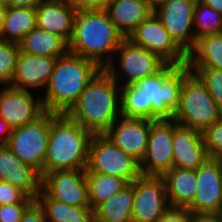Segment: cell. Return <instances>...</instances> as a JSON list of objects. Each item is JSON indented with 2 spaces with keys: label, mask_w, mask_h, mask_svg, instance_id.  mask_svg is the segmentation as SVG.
<instances>
[{
  "label": "cell",
  "mask_w": 222,
  "mask_h": 222,
  "mask_svg": "<svg viewBox=\"0 0 222 222\" xmlns=\"http://www.w3.org/2000/svg\"><path fill=\"white\" fill-rule=\"evenodd\" d=\"M147 1L150 4L151 8L154 10L155 8L167 2L168 0H147Z\"/></svg>",
  "instance_id": "43"
},
{
  "label": "cell",
  "mask_w": 222,
  "mask_h": 222,
  "mask_svg": "<svg viewBox=\"0 0 222 222\" xmlns=\"http://www.w3.org/2000/svg\"><path fill=\"white\" fill-rule=\"evenodd\" d=\"M56 61L57 57L19 52L10 86L29 92L33 89H39V92L41 89L45 91Z\"/></svg>",
  "instance_id": "18"
},
{
  "label": "cell",
  "mask_w": 222,
  "mask_h": 222,
  "mask_svg": "<svg viewBox=\"0 0 222 222\" xmlns=\"http://www.w3.org/2000/svg\"><path fill=\"white\" fill-rule=\"evenodd\" d=\"M85 175L88 182L89 207L92 210L129 185L126 180L107 174L85 172Z\"/></svg>",
  "instance_id": "29"
},
{
  "label": "cell",
  "mask_w": 222,
  "mask_h": 222,
  "mask_svg": "<svg viewBox=\"0 0 222 222\" xmlns=\"http://www.w3.org/2000/svg\"><path fill=\"white\" fill-rule=\"evenodd\" d=\"M204 84L222 113V71L210 68H189Z\"/></svg>",
  "instance_id": "32"
},
{
  "label": "cell",
  "mask_w": 222,
  "mask_h": 222,
  "mask_svg": "<svg viewBox=\"0 0 222 222\" xmlns=\"http://www.w3.org/2000/svg\"><path fill=\"white\" fill-rule=\"evenodd\" d=\"M128 39L155 53L167 64L183 65L187 63V55L174 43L154 13L142 21Z\"/></svg>",
  "instance_id": "13"
},
{
  "label": "cell",
  "mask_w": 222,
  "mask_h": 222,
  "mask_svg": "<svg viewBox=\"0 0 222 222\" xmlns=\"http://www.w3.org/2000/svg\"><path fill=\"white\" fill-rule=\"evenodd\" d=\"M0 7H7V6L4 4V0H0Z\"/></svg>",
  "instance_id": "45"
},
{
  "label": "cell",
  "mask_w": 222,
  "mask_h": 222,
  "mask_svg": "<svg viewBox=\"0 0 222 222\" xmlns=\"http://www.w3.org/2000/svg\"><path fill=\"white\" fill-rule=\"evenodd\" d=\"M193 21L195 44L205 35L222 32V14L199 0L195 4Z\"/></svg>",
  "instance_id": "30"
},
{
  "label": "cell",
  "mask_w": 222,
  "mask_h": 222,
  "mask_svg": "<svg viewBox=\"0 0 222 222\" xmlns=\"http://www.w3.org/2000/svg\"><path fill=\"white\" fill-rule=\"evenodd\" d=\"M222 118V113L204 84L192 72L183 80L179 107L173 119L185 127L204 132Z\"/></svg>",
  "instance_id": "6"
},
{
  "label": "cell",
  "mask_w": 222,
  "mask_h": 222,
  "mask_svg": "<svg viewBox=\"0 0 222 222\" xmlns=\"http://www.w3.org/2000/svg\"><path fill=\"white\" fill-rule=\"evenodd\" d=\"M114 55L113 61L104 69L120 86L134 84L144 77L154 75L167 64L158 55L133 43L128 38L122 40ZM115 60L118 61L117 65ZM121 74L125 76L121 77ZM122 78L124 82L121 81Z\"/></svg>",
  "instance_id": "7"
},
{
  "label": "cell",
  "mask_w": 222,
  "mask_h": 222,
  "mask_svg": "<svg viewBox=\"0 0 222 222\" xmlns=\"http://www.w3.org/2000/svg\"><path fill=\"white\" fill-rule=\"evenodd\" d=\"M20 52L37 55L61 57L69 52L68 43L56 34L34 28L18 44Z\"/></svg>",
  "instance_id": "25"
},
{
  "label": "cell",
  "mask_w": 222,
  "mask_h": 222,
  "mask_svg": "<svg viewBox=\"0 0 222 222\" xmlns=\"http://www.w3.org/2000/svg\"><path fill=\"white\" fill-rule=\"evenodd\" d=\"M134 181L94 210V222H132Z\"/></svg>",
  "instance_id": "26"
},
{
  "label": "cell",
  "mask_w": 222,
  "mask_h": 222,
  "mask_svg": "<svg viewBox=\"0 0 222 222\" xmlns=\"http://www.w3.org/2000/svg\"><path fill=\"white\" fill-rule=\"evenodd\" d=\"M27 195L12 184L0 181V205L21 203Z\"/></svg>",
  "instance_id": "35"
},
{
  "label": "cell",
  "mask_w": 222,
  "mask_h": 222,
  "mask_svg": "<svg viewBox=\"0 0 222 222\" xmlns=\"http://www.w3.org/2000/svg\"><path fill=\"white\" fill-rule=\"evenodd\" d=\"M188 64H166L160 71L134 84L121 86L120 115L148 120L173 119L179 107Z\"/></svg>",
  "instance_id": "1"
},
{
  "label": "cell",
  "mask_w": 222,
  "mask_h": 222,
  "mask_svg": "<svg viewBox=\"0 0 222 222\" xmlns=\"http://www.w3.org/2000/svg\"><path fill=\"white\" fill-rule=\"evenodd\" d=\"M51 124V112H45L32 123L12 129L8 148L26 164L43 176V164L47 152Z\"/></svg>",
  "instance_id": "9"
},
{
  "label": "cell",
  "mask_w": 222,
  "mask_h": 222,
  "mask_svg": "<svg viewBox=\"0 0 222 222\" xmlns=\"http://www.w3.org/2000/svg\"><path fill=\"white\" fill-rule=\"evenodd\" d=\"M189 68H210L222 71V32L205 35L196 41L187 55Z\"/></svg>",
  "instance_id": "27"
},
{
  "label": "cell",
  "mask_w": 222,
  "mask_h": 222,
  "mask_svg": "<svg viewBox=\"0 0 222 222\" xmlns=\"http://www.w3.org/2000/svg\"><path fill=\"white\" fill-rule=\"evenodd\" d=\"M209 159L222 160V118L202 132Z\"/></svg>",
  "instance_id": "33"
},
{
  "label": "cell",
  "mask_w": 222,
  "mask_h": 222,
  "mask_svg": "<svg viewBox=\"0 0 222 222\" xmlns=\"http://www.w3.org/2000/svg\"><path fill=\"white\" fill-rule=\"evenodd\" d=\"M125 37L118 31L105 9L77 11L69 52L96 62L102 69Z\"/></svg>",
  "instance_id": "3"
},
{
  "label": "cell",
  "mask_w": 222,
  "mask_h": 222,
  "mask_svg": "<svg viewBox=\"0 0 222 222\" xmlns=\"http://www.w3.org/2000/svg\"><path fill=\"white\" fill-rule=\"evenodd\" d=\"M44 0H4L7 7L36 8Z\"/></svg>",
  "instance_id": "40"
},
{
  "label": "cell",
  "mask_w": 222,
  "mask_h": 222,
  "mask_svg": "<svg viewBox=\"0 0 222 222\" xmlns=\"http://www.w3.org/2000/svg\"><path fill=\"white\" fill-rule=\"evenodd\" d=\"M171 208H187L197 187L196 170L172 167L162 175Z\"/></svg>",
  "instance_id": "23"
},
{
  "label": "cell",
  "mask_w": 222,
  "mask_h": 222,
  "mask_svg": "<svg viewBox=\"0 0 222 222\" xmlns=\"http://www.w3.org/2000/svg\"><path fill=\"white\" fill-rule=\"evenodd\" d=\"M20 222H47L43 209L35 201L23 214Z\"/></svg>",
  "instance_id": "38"
},
{
  "label": "cell",
  "mask_w": 222,
  "mask_h": 222,
  "mask_svg": "<svg viewBox=\"0 0 222 222\" xmlns=\"http://www.w3.org/2000/svg\"><path fill=\"white\" fill-rule=\"evenodd\" d=\"M197 0H168L154 9L174 43L188 55L195 46L194 8Z\"/></svg>",
  "instance_id": "10"
},
{
  "label": "cell",
  "mask_w": 222,
  "mask_h": 222,
  "mask_svg": "<svg viewBox=\"0 0 222 222\" xmlns=\"http://www.w3.org/2000/svg\"><path fill=\"white\" fill-rule=\"evenodd\" d=\"M36 27L35 8L7 7L0 28V40L19 44L23 37Z\"/></svg>",
  "instance_id": "24"
},
{
  "label": "cell",
  "mask_w": 222,
  "mask_h": 222,
  "mask_svg": "<svg viewBox=\"0 0 222 222\" xmlns=\"http://www.w3.org/2000/svg\"><path fill=\"white\" fill-rule=\"evenodd\" d=\"M156 222H192L191 211L187 208H171Z\"/></svg>",
  "instance_id": "36"
},
{
  "label": "cell",
  "mask_w": 222,
  "mask_h": 222,
  "mask_svg": "<svg viewBox=\"0 0 222 222\" xmlns=\"http://www.w3.org/2000/svg\"><path fill=\"white\" fill-rule=\"evenodd\" d=\"M201 3L210 6L215 11L222 14V0H199Z\"/></svg>",
  "instance_id": "42"
},
{
  "label": "cell",
  "mask_w": 222,
  "mask_h": 222,
  "mask_svg": "<svg viewBox=\"0 0 222 222\" xmlns=\"http://www.w3.org/2000/svg\"><path fill=\"white\" fill-rule=\"evenodd\" d=\"M104 135L114 145L141 163L148 148L150 120L120 116Z\"/></svg>",
  "instance_id": "16"
},
{
  "label": "cell",
  "mask_w": 222,
  "mask_h": 222,
  "mask_svg": "<svg viewBox=\"0 0 222 222\" xmlns=\"http://www.w3.org/2000/svg\"><path fill=\"white\" fill-rule=\"evenodd\" d=\"M197 187L191 212L222 213V171L219 161L208 159L196 170Z\"/></svg>",
  "instance_id": "17"
},
{
  "label": "cell",
  "mask_w": 222,
  "mask_h": 222,
  "mask_svg": "<svg viewBox=\"0 0 222 222\" xmlns=\"http://www.w3.org/2000/svg\"><path fill=\"white\" fill-rule=\"evenodd\" d=\"M174 119L150 120V136L145 157L140 163L142 175L162 176L173 167Z\"/></svg>",
  "instance_id": "12"
},
{
  "label": "cell",
  "mask_w": 222,
  "mask_h": 222,
  "mask_svg": "<svg viewBox=\"0 0 222 222\" xmlns=\"http://www.w3.org/2000/svg\"><path fill=\"white\" fill-rule=\"evenodd\" d=\"M43 209L47 222H94L90 207H76L52 200L42 189L35 200Z\"/></svg>",
  "instance_id": "28"
},
{
  "label": "cell",
  "mask_w": 222,
  "mask_h": 222,
  "mask_svg": "<svg viewBox=\"0 0 222 222\" xmlns=\"http://www.w3.org/2000/svg\"><path fill=\"white\" fill-rule=\"evenodd\" d=\"M93 134L66 114L51 112L50 133L43 175L52 171L85 170Z\"/></svg>",
  "instance_id": "5"
},
{
  "label": "cell",
  "mask_w": 222,
  "mask_h": 222,
  "mask_svg": "<svg viewBox=\"0 0 222 222\" xmlns=\"http://www.w3.org/2000/svg\"><path fill=\"white\" fill-rule=\"evenodd\" d=\"M219 163H220V165H221V171H222V160H221V161H219Z\"/></svg>",
  "instance_id": "46"
},
{
  "label": "cell",
  "mask_w": 222,
  "mask_h": 222,
  "mask_svg": "<svg viewBox=\"0 0 222 222\" xmlns=\"http://www.w3.org/2000/svg\"><path fill=\"white\" fill-rule=\"evenodd\" d=\"M169 209L162 176L141 174L134 180L132 222H156Z\"/></svg>",
  "instance_id": "11"
},
{
  "label": "cell",
  "mask_w": 222,
  "mask_h": 222,
  "mask_svg": "<svg viewBox=\"0 0 222 222\" xmlns=\"http://www.w3.org/2000/svg\"><path fill=\"white\" fill-rule=\"evenodd\" d=\"M173 167L197 170L208 159L202 133L177 124L173 128Z\"/></svg>",
  "instance_id": "19"
},
{
  "label": "cell",
  "mask_w": 222,
  "mask_h": 222,
  "mask_svg": "<svg viewBox=\"0 0 222 222\" xmlns=\"http://www.w3.org/2000/svg\"><path fill=\"white\" fill-rule=\"evenodd\" d=\"M35 202L27 196L21 203L0 205V222H20L26 210Z\"/></svg>",
  "instance_id": "34"
},
{
  "label": "cell",
  "mask_w": 222,
  "mask_h": 222,
  "mask_svg": "<svg viewBox=\"0 0 222 222\" xmlns=\"http://www.w3.org/2000/svg\"><path fill=\"white\" fill-rule=\"evenodd\" d=\"M33 91H24L5 85L0 88V116L11 129L32 123L46 111L40 98Z\"/></svg>",
  "instance_id": "15"
},
{
  "label": "cell",
  "mask_w": 222,
  "mask_h": 222,
  "mask_svg": "<svg viewBox=\"0 0 222 222\" xmlns=\"http://www.w3.org/2000/svg\"><path fill=\"white\" fill-rule=\"evenodd\" d=\"M85 172L120 177L129 184L141 175L140 163L114 145L104 134L92 136Z\"/></svg>",
  "instance_id": "8"
},
{
  "label": "cell",
  "mask_w": 222,
  "mask_h": 222,
  "mask_svg": "<svg viewBox=\"0 0 222 222\" xmlns=\"http://www.w3.org/2000/svg\"><path fill=\"white\" fill-rule=\"evenodd\" d=\"M120 89L106 69H101L66 115L93 135H102L121 116Z\"/></svg>",
  "instance_id": "2"
},
{
  "label": "cell",
  "mask_w": 222,
  "mask_h": 222,
  "mask_svg": "<svg viewBox=\"0 0 222 222\" xmlns=\"http://www.w3.org/2000/svg\"><path fill=\"white\" fill-rule=\"evenodd\" d=\"M0 181L12 184L35 200L41 192L40 173L20 160L7 145H0Z\"/></svg>",
  "instance_id": "20"
},
{
  "label": "cell",
  "mask_w": 222,
  "mask_h": 222,
  "mask_svg": "<svg viewBox=\"0 0 222 222\" xmlns=\"http://www.w3.org/2000/svg\"><path fill=\"white\" fill-rule=\"evenodd\" d=\"M41 189L52 199L70 206L89 207L85 170L52 171L44 174Z\"/></svg>",
  "instance_id": "14"
},
{
  "label": "cell",
  "mask_w": 222,
  "mask_h": 222,
  "mask_svg": "<svg viewBox=\"0 0 222 222\" xmlns=\"http://www.w3.org/2000/svg\"><path fill=\"white\" fill-rule=\"evenodd\" d=\"M35 9L37 27L69 43L77 11L65 0H44Z\"/></svg>",
  "instance_id": "21"
},
{
  "label": "cell",
  "mask_w": 222,
  "mask_h": 222,
  "mask_svg": "<svg viewBox=\"0 0 222 222\" xmlns=\"http://www.w3.org/2000/svg\"><path fill=\"white\" fill-rule=\"evenodd\" d=\"M7 7H0V28L3 23V19L5 17V12H6Z\"/></svg>",
  "instance_id": "44"
},
{
  "label": "cell",
  "mask_w": 222,
  "mask_h": 222,
  "mask_svg": "<svg viewBox=\"0 0 222 222\" xmlns=\"http://www.w3.org/2000/svg\"><path fill=\"white\" fill-rule=\"evenodd\" d=\"M192 222H222V213L191 212Z\"/></svg>",
  "instance_id": "39"
},
{
  "label": "cell",
  "mask_w": 222,
  "mask_h": 222,
  "mask_svg": "<svg viewBox=\"0 0 222 222\" xmlns=\"http://www.w3.org/2000/svg\"><path fill=\"white\" fill-rule=\"evenodd\" d=\"M19 52L18 44L0 40V86L11 84Z\"/></svg>",
  "instance_id": "31"
},
{
  "label": "cell",
  "mask_w": 222,
  "mask_h": 222,
  "mask_svg": "<svg viewBox=\"0 0 222 222\" xmlns=\"http://www.w3.org/2000/svg\"><path fill=\"white\" fill-rule=\"evenodd\" d=\"M101 69L93 60L70 52L58 57L42 97L45 111L66 114Z\"/></svg>",
  "instance_id": "4"
},
{
  "label": "cell",
  "mask_w": 222,
  "mask_h": 222,
  "mask_svg": "<svg viewBox=\"0 0 222 222\" xmlns=\"http://www.w3.org/2000/svg\"><path fill=\"white\" fill-rule=\"evenodd\" d=\"M104 9L125 38L154 13L147 0H110Z\"/></svg>",
  "instance_id": "22"
},
{
  "label": "cell",
  "mask_w": 222,
  "mask_h": 222,
  "mask_svg": "<svg viewBox=\"0 0 222 222\" xmlns=\"http://www.w3.org/2000/svg\"><path fill=\"white\" fill-rule=\"evenodd\" d=\"M74 10H100L104 9L110 0H65Z\"/></svg>",
  "instance_id": "37"
},
{
  "label": "cell",
  "mask_w": 222,
  "mask_h": 222,
  "mask_svg": "<svg viewBox=\"0 0 222 222\" xmlns=\"http://www.w3.org/2000/svg\"><path fill=\"white\" fill-rule=\"evenodd\" d=\"M12 129L0 116V145H6L7 141L11 135Z\"/></svg>",
  "instance_id": "41"
}]
</instances>
